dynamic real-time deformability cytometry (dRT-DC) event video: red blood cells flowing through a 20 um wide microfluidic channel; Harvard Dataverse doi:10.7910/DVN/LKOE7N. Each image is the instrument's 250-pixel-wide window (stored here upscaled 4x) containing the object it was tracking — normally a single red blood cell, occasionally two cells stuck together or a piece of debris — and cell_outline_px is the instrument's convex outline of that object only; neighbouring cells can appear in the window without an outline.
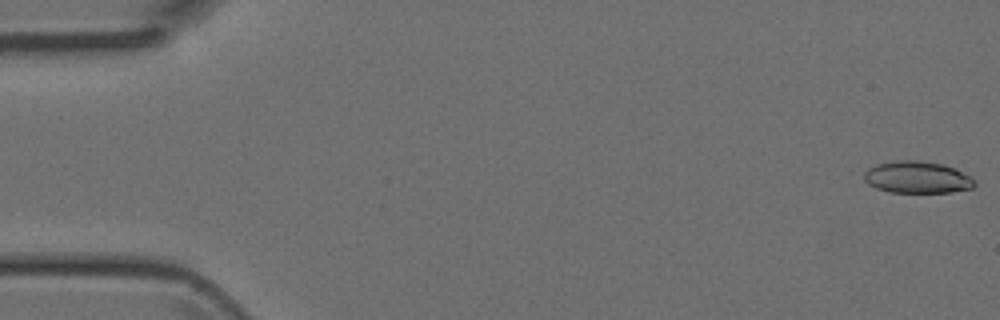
{"species": "Egyptian fruit bat (a non-hibernating species)", "species_latin": "Rousettus aegyptiacus", "temperature_condition": "room temperature", "stored_images_in_passage": 14, "camera_frame_rate_fps": 3000, "um_per_image_px": 0.085, "animal": {"sex": "female"}, "frame": {"image": 1, "passage_image": 1, "time_ms": 0.0, "image_size_px": [1000, 320], "cell_outline_px": [[976, 184], [972, 188], [952, 192], [888, 192], [876, 188], [868, 184], [864, 180], [864, 172], [868, 168], [876, 164], [892, 160], [916, 160], [944, 164], [972, 176], [976, 180]], "centroid_in_image_um": [77.96, 15.06], "position_along_channel_um": 7.0, "area_um2": 20.81}}
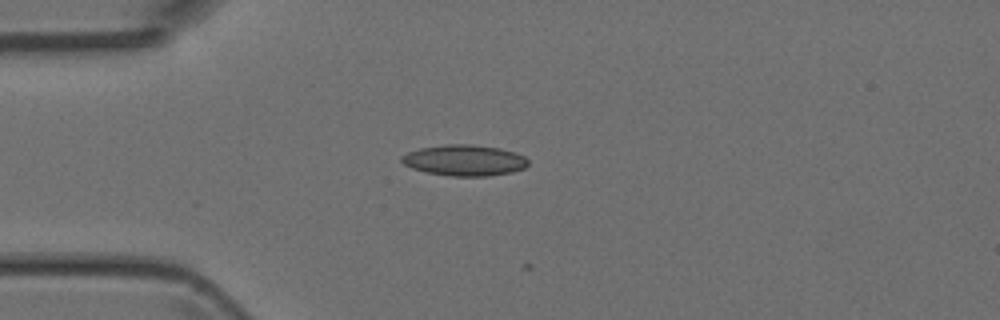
{"frame": {"image": 2, "passage_image": 13, "time_ms": 4.0, "image_size_px": [1000, 320], "cell_outline_px": [[528, 164], [524, 168], [512, 172], [488, 176], [448, 176], [428, 172], [412, 168], [404, 164], [400, 160], [400, 156], [408, 152], [420, 148], [444, 144], [472, 144], [500, 148], [516, 152], [524, 156], [528, 160]], "centroid_in_image_um": [39.48, 13.62], "position_along_channel_um": 45.5, "area_um2": 22.95}}